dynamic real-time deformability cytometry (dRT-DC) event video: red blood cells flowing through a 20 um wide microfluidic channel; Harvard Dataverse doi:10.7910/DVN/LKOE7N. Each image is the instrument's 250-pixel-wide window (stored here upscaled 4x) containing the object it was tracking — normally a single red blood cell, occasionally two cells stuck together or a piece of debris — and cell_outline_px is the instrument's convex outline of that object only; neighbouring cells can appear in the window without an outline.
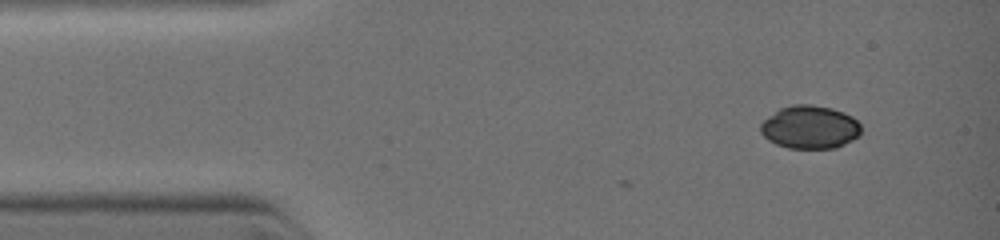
{"species": "common noctule bat (a hibernating species)", "species_latin": "Nyctalus noctula", "temperature_condition": "warm", "stored_images_in_passage": 3, "camera_frame_rate_fps": 3000, "um_per_image_px": 0.085, "animal": {"sex": "female", "body_mass_g": 19.0, "forearm_length_mm": 51.5}, "frame": {"image": 1, "passage_image": 1, "time_ms": 0.0, "image_size_px": [1000, 240], "cell_outline_px": [[860, 136], [836, 148], [788, 148], [776, 144], [768, 140], [760, 132], [760, 124], [768, 116], [780, 108], [792, 104], [812, 104], [832, 108], [844, 112], [852, 116], [860, 124]], "centroid_in_image_um": [68.84, 10.8], "position_along_channel_um": 16.2, "area_um2": 25.43}}